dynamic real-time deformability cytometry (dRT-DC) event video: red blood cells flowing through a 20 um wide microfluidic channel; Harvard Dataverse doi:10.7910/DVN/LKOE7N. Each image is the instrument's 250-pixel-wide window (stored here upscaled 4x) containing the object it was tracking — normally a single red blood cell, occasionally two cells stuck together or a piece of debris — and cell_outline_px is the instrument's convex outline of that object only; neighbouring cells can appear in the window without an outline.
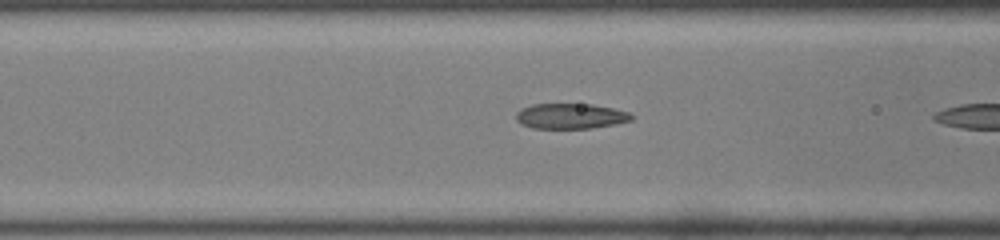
{"species": "common noctule bat (a hibernating species)", "species_latin": "Nyctalus noctula", "temperature_condition": "room temperature", "stored_images_in_passage": 23, "camera_frame_rate_fps": 3000, "um_per_image_px": 0.085, "animal": {"sex": "male", "body_mass_g": 19.0, "forearm_length_mm": 50.8}, "frame": {"image": 1, "passage_image": 4, "time_ms": 1.0, "image_size_px": [1000, 240], "cell_outline_px": [[632, 120], [592, 128], [532, 128], [520, 124], [516, 120], [516, 112], [520, 108], [532, 104], [592, 104], [612, 108], [628, 112], [632, 116]], "centroid_in_image_um": [48.43, 9.86], "position_along_channel_um": 118.2, "area_um2": 16.99}}
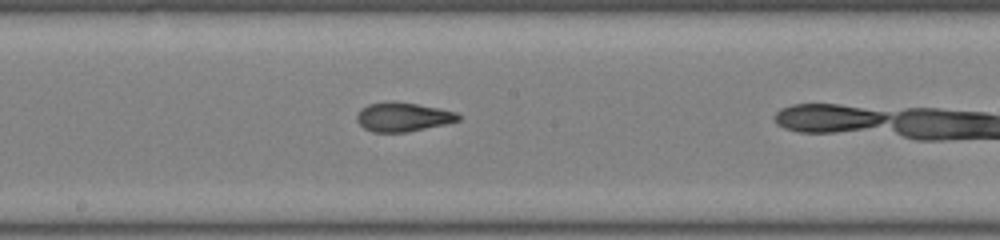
{"frame": {"image": 2, "passage_image": 11, "time_ms": 3.333, "image_size_px": [1000, 240], "cell_outline_px": [[464, 116], [460, 120], [444, 124], [408, 132], [372, 132], [364, 128], [356, 120], [356, 116], [360, 108], [368, 104], [416, 104], [440, 108], [456, 112]], "centroid_in_image_um": [34.29, 9.98], "position_along_channel_um": 213.9, "area_um2": 16.7}}
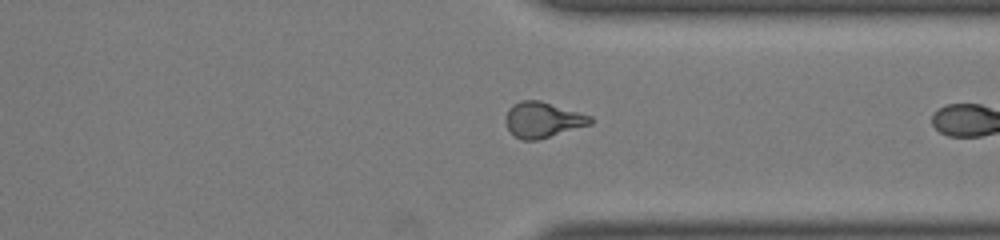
{"frame": {"image": 3, "passage_image": 22, "time_ms": 7.0, "image_size_px": [1000, 240], "cell_outline_px": [[592, 124], [536, 140], [520, 140], [508, 128], [504, 120], [508, 108], [512, 104], [520, 100], [540, 100], [592, 116]], "centroid_in_image_um": [46.11, 10.17], "position_along_channel_um": 365.3, "area_um2": 17.51}}